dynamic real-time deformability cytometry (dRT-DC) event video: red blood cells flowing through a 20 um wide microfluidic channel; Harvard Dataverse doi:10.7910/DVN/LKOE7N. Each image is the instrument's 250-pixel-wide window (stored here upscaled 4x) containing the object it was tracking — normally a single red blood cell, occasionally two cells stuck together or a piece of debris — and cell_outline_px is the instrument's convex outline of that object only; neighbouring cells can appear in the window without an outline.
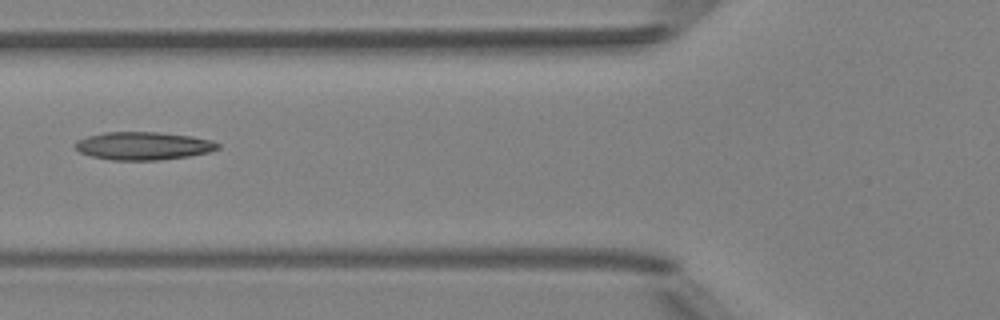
{"species": "Egyptian fruit bat (a non-hibernating species)", "species_latin": "Rousettus aegyptiacus", "temperature_condition": "room temperature", "stored_images_in_passage": 6, "camera_frame_rate_fps": 3000, "um_per_image_px": 0.085, "animal": {"sex": "female"}, "frame": {"image": 1, "passage_image": 6, "time_ms": 5.667, "image_size_px": [1000, 320], "cell_outline_px": [[220, 148], [208, 152], [188, 156], [160, 160], [112, 160], [92, 156], [80, 152], [76, 148], [76, 140], [88, 136], [104, 132], [156, 132], [192, 136], [212, 140], [220, 144]], "centroid_in_image_um": [12.2, 12.39], "position_along_channel_um": 113.6, "area_um2": 23.18}}